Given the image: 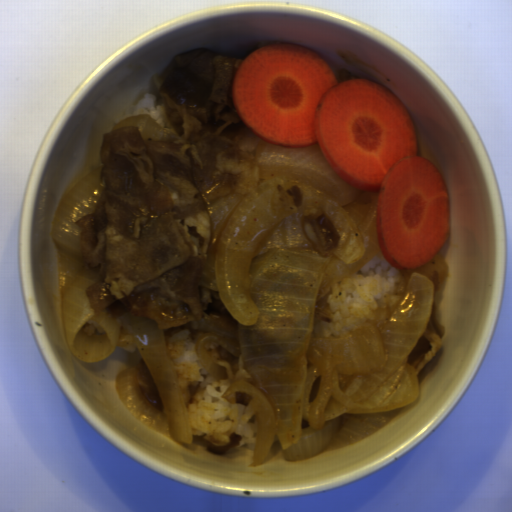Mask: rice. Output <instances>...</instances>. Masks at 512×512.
<instances>
[{
	"instance_id": "3",
	"label": "rice",
	"mask_w": 512,
	"mask_h": 512,
	"mask_svg": "<svg viewBox=\"0 0 512 512\" xmlns=\"http://www.w3.org/2000/svg\"><path fill=\"white\" fill-rule=\"evenodd\" d=\"M139 114H147L160 128L173 127L169 122L165 104L160 103L158 95L152 92L145 93L135 105H130L115 122L119 124L123 119Z\"/></svg>"
},
{
	"instance_id": "4",
	"label": "rice",
	"mask_w": 512,
	"mask_h": 512,
	"mask_svg": "<svg viewBox=\"0 0 512 512\" xmlns=\"http://www.w3.org/2000/svg\"><path fill=\"white\" fill-rule=\"evenodd\" d=\"M115 322L120 326V338L116 345H118L119 349H123L131 355L136 353L137 344L133 335L124 326L120 319H116Z\"/></svg>"
},
{
	"instance_id": "1",
	"label": "rice",
	"mask_w": 512,
	"mask_h": 512,
	"mask_svg": "<svg viewBox=\"0 0 512 512\" xmlns=\"http://www.w3.org/2000/svg\"><path fill=\"white\" fill-rule=\"evenodd\" d=\"M165 348L171 359L191 436H212L229 441L231 433L240 434V444L254 448L257 438L259 403L253 397L245 406L230 403L223 397L227 378L217 379L206 370L196 352V341L202 334L238 337L239 328L227 330L204 319L191 320L180 326L162 329Z\"/></svg>"
},
{
	"instance_id": "5",
	"label": "rice",
	"mask_w": 512,
	"mask_h": 512,
	"mask_svg": "<svg viewBox=\"0 0 512 512\" xmlns=\"http://www.w3.org/2000/svg\"><path fill=\"white\" fill-rule=\"evenodd\" d=\"M81 330L83 331L84 334H86L88 336L102 335V334L106 333L103 330V328L95 320H92V319H89L88 321H86L84 323V325L82 326Z\"/></svg>"
},
{
	"instance_id": "2",
	"label": "rice",
	"mask_w": 512,
	"mask_h": 512,
	"mask_svg": "<svg viewBox=\"0 0 512 512\" xmlns=\"http://www.w3.org/2000/svg\"><path fill=\"white\" fill-rule=\"evenodd\" d=\"M408 277L379 251L358 272L334 281L326 298L332 322L313 320V339H327L385 322L406 294Z\"/></svg>"
}]
</instances>
